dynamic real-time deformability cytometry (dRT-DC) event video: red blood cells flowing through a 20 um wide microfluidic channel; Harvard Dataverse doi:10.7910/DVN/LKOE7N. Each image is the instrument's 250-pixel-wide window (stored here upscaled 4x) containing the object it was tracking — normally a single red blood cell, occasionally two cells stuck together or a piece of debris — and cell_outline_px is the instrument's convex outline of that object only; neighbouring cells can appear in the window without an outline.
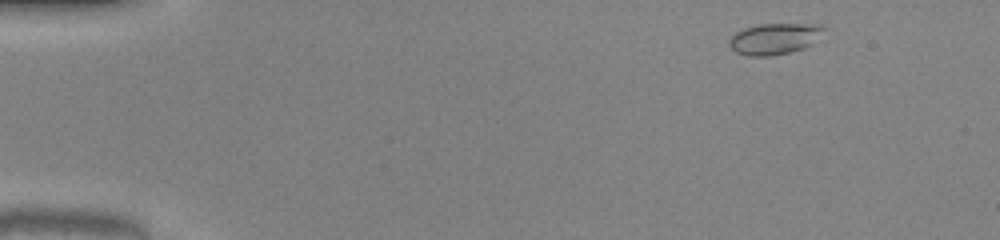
{"species": "common noctule bat (a hibernating species)", "species_latin": "Nyctalus noctula", "temperature_condition": "warm", "stored_images_in_passage": 47, "camera_frame_rate_fps": 3000, "um_per_image_px": 0.085, "animal": {"sex": "male", "body_mass_g": 20.0, "forearm_length_mm": 53.3}, "frame": {"image": 1, "passage_image": 2, "time_ms": 0.333, "image_size_px": [1000, 240], "cell_outline_px": [[828, 28], [812, 44], [804, 48], [788, 52], [768, 56], [748, 56], [736, 52], [728, 44], [728, 40], [736, 32], [744, 28], [760, 24], [820, 24]], "centroid_in_image_um": [65.85, 3.28], "position_along_channel_um": 19.1, "area_um2": 17.22}}
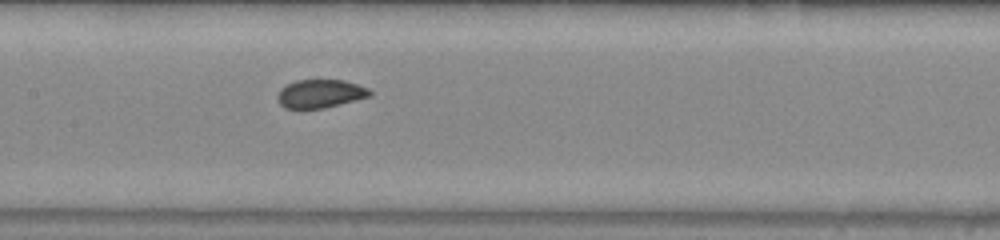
{"frame": {"image": 2, "passage_image": 22, "time_ms": 7.0, "image_size_px": [1000, 240], "cell_outline_px": [[372, 96], [324, 108], [304, 112], [284, 108], [276, 100], [276, 96], [280, 88], [296, 80], [344, 80], [368, 88], [372, 92]], "centroid_in_image_um": [27.15, 8.01], "position_along_channel_um": 180.2, "area_um2": 15.9}}
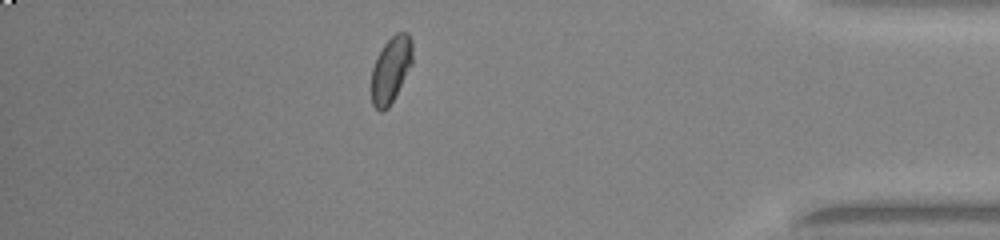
{"frame": {"image": 3, "passage_image": 41, "time_ms": 13.333, "image_size_px": [1000, 240], "cell_outline_px": [[412, 64], [388, 108], [384, 112], [380, 112], [372, 104], [372, 68], [384, 44], [396, 32], [408, 32], [412, 40]], "centroid_in_image_um": [33.23, 5.91], "position_along_channel_um": 402.0, "area_um2": 15.61}}